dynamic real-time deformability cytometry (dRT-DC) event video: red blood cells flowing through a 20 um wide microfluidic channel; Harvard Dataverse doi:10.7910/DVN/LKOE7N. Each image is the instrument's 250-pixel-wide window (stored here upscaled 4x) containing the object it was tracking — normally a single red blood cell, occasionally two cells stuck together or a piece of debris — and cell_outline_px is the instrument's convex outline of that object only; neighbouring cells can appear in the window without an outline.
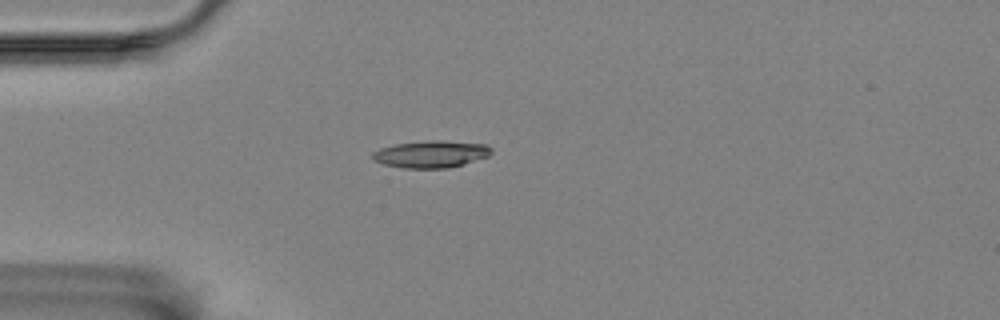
{"species": "Egyptian fruit bat (a non-hibernating species)", "species_latin": "Rousettus aegyptiacus", "temperature_condition": "room temperature", "stored_images_in_passage": 6, "camera_frame_rate_fps": 3000, "um_per_image_px": 0.085, "animal": {"sex": "female"}, "frame": {"image": 1, "passage_image": 2, "time_ms": 2.0, "image_size_px": [1000, 320], "cell_outline_px": [[492, 152], [488, 156], [464, 164], [448, 168], [404, 168], [384, 164], [376, 160], [372, 156], [372, 152], [380, 148], [396, 144], [436, 140], [440, 140], [484, 144], [492, 148]], "centroid_in_image_um": [36.66, 13.1], "position_along_channel_um": 48.3, "area_um2": 18.5}}
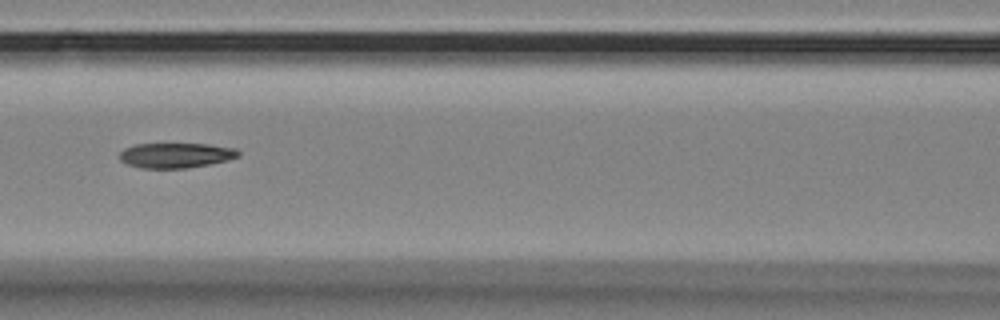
{"frame": {"image": 2, "passage_image": 5, "time_ms": 5.333, "image_size_px": [1000, 320], "cell_outline_px": [[240, 156], [228, 160], [208, 164], [184, 168], [140, 168], [128, 164], [120, 160], [120, 152], [124, 148], [136, 144], [208, 144], [236, 148], [240, 152]], "centroid_in_image_um": [14.96, 13.2], "position_along_channel_um": 151.6, "area_um2": 17.28}}
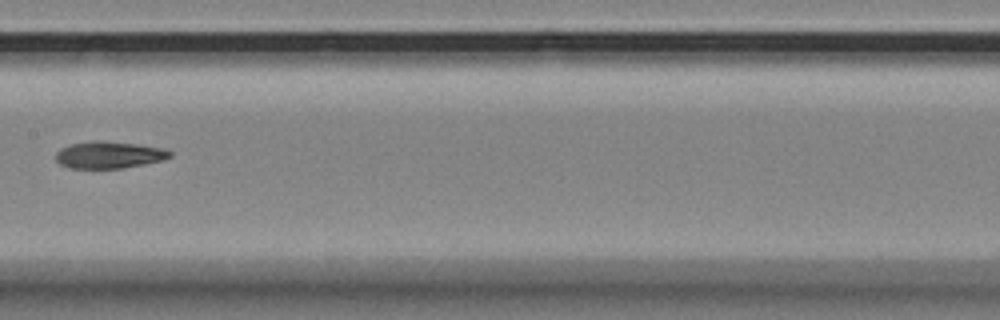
{"frame": {"image": 3, "passage_image": 6, "time_ms": 6.667, "image_size_px": [1000, 320], "cell_outline_px": [[172, 156], [164, 160], [124, 168], [68, 168], [60, 164], [56, 160], [56, 152], [60, 148], [72, 144], [96, 140], [136, 144], [164, 148], [172, 152]], "centroid_in_image_um": [9.28, 13.17], "position_along_channel_um": 198.1, "area_um2": 17.92}}